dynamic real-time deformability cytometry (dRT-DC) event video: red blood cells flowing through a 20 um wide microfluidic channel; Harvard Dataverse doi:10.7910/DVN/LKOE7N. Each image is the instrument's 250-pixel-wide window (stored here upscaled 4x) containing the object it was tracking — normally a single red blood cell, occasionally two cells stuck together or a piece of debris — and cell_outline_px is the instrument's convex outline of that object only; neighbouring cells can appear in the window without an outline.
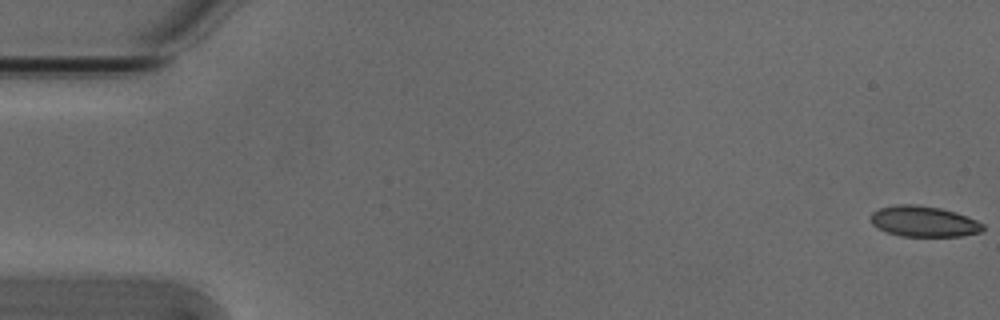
{"species": "Egyptian fruit bat (a non-hibernating species)", "species_latin": "Rousettus aegyptiacus", "temperature_condition": "cold", "stored_images_in_passage": 54, "camera_frame_rate_fps": 3000, "um_per_image_px": 0.085, "animal": {"sex": "male"}, "frame": {"image": 1, "passage_image": 1, "time_ms": 0.0, "image_size_px": [1000, 320], "cell_outline_px": [[984, 232], [960, 236], [900, 236], [888, 232], [872, 224], [872, 212], [880, 208], [896, 204], [916, 204], [940, 208], [956, 212], [976, 220], [984, 224]], "centroid_in_image_um": [78.56, 18.82], "position_along_channel_um": 6.4, "area_um2": 20.06}}
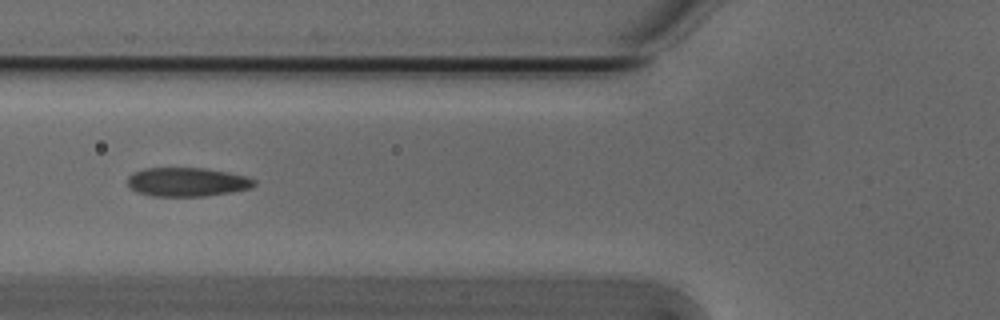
{"frame": {"image": 2, "passage_image": 21, "time_ms": 6.667, "image_size_px": [1000, 320], "cell_outline_px": [[256, 184], [248, 188], [232, 192], [204, 196], [152, 196], [136, 192], [128, 184], [128, 176], [144, 168], [204, 168], [244, 176], [256, 180]], "centroid_in_image_um": [15.88, 15.47], "position_along_channel_um": 109.9, "area_um2": 21.04}}
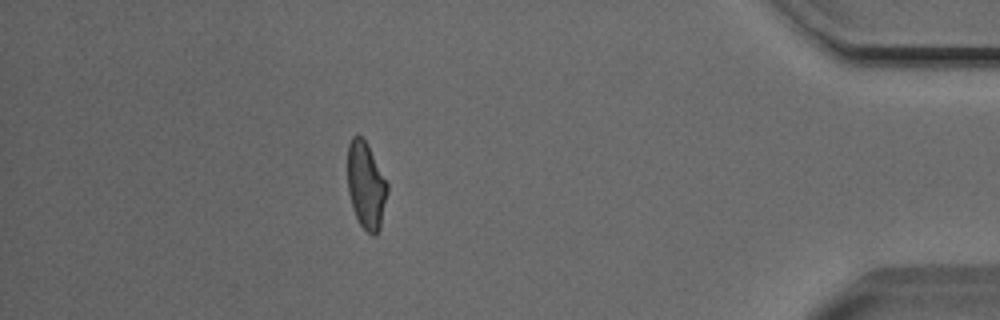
{"frame": {"image": 3, "passage_image": 48, "time_ms": 15.667, "image_size_px": [1000, 320], "cell_outline_px": [[388, 192], [380, 228], [376, 236], [372, 236], [360, 224], [352, 208], [348, 192], [348, 144], [352, 136], [360, 136], [364, 140], [388, 184]], "centroid_in_image_um": [31.11, 15.81], "position_along_channel_um": 404.1, "area_um2": 19.88}, "authors_computed_cell_mechanics": {"area_um2": 20.9525, "velocity_mm_per_s": 3.8075, "shape_relaxation_time_tau1_ms": 3.9093, "shape_relaxation_time_tau2_ms": 1.1117, "deformation_change_tau1": 0.1277, "deformation_change_tau2": 0.061}}